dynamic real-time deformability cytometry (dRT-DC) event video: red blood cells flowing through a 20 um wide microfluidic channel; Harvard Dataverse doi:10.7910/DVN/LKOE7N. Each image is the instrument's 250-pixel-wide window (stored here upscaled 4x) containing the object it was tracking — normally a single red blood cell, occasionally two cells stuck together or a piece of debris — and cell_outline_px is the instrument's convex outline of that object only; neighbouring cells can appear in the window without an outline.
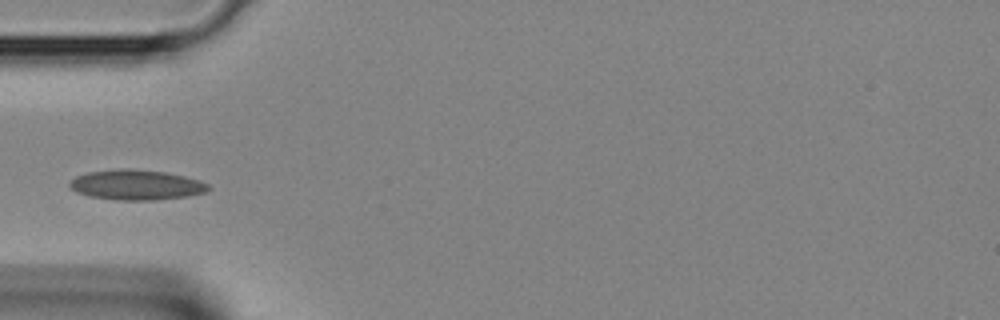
{"species": "Egyptian fruit bat (a non-hibernating species)", "species_latin": "Rousettus aegyptiacus", "temperature_condition": "room temperature", "stored_images_in_passage": 28, "camera_frame_rate_fps": 3000, "um_per_image_px": 0.085, "animal": {"sex": "female"}, "frame": {"image": 1, "passage_image": 1, "time_ms": 0.0, "image_size_px": [1000, 320], "cell_outline_px": [[212, 188], [208, 192], [188, 196], [152, 200], [116, 200], [88, 196], [76, 192], [68, 184], [76, 176], [88, 172], [120, 168], [128, 168], [168, 172], [200, 180], [208, 184]], "centroid_in_image_um": [11.62, 15.71], "position_along_channel_um": 73.4, "area_um2": 24.57}}
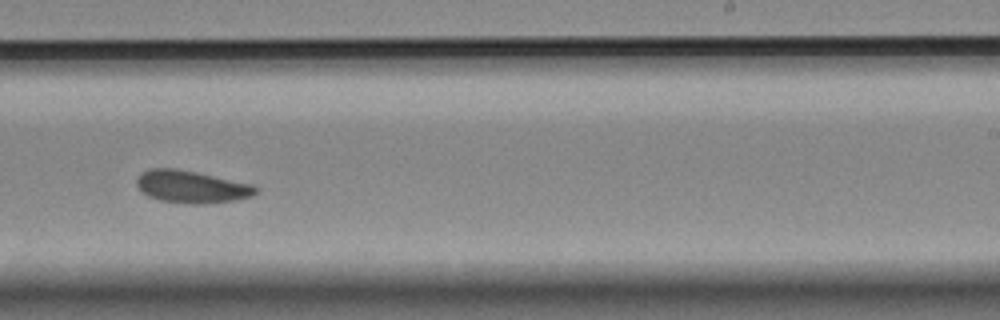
{"frame": {"image": 2, "passage_image": 13, "time_ms": 4.0, "image_size_px": [1000, 320], "cell_outline_px": [[260, 188], [252, 196], [236, 200], [204, 204], [184, 204], [160, 200], [148, 196], [140, 192], [136, 184], [136, 176], [140, 172], [148, 168], [176, 168], [196, 172], [252, 184]], "centroid_in_image_um": [16.23, 15.87], "position_along_channel_um": 272.8, "area_um2": 22.83}}
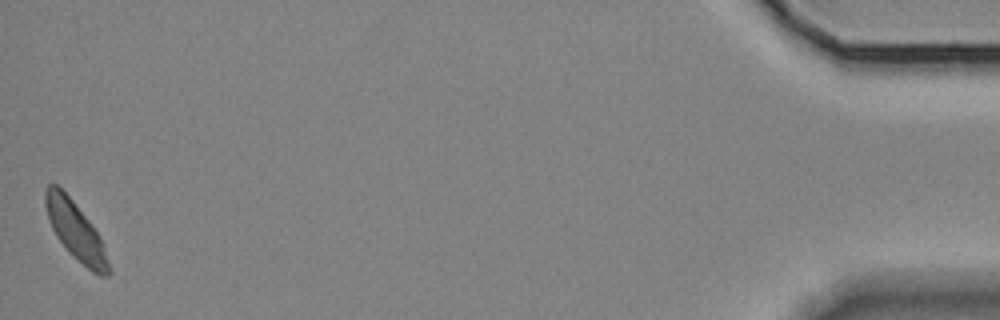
{"frame": {"image": 3, "passage_image": 28, "time_ms": 9.0, "image_size_px": [1000, 320], "cell_outline_px": [[112, 272], [108, 276], [100, 276], [92, 272], [56, 236], [48, 220], [44, 204], [44, 192], [48, 184], [56, 184], [72, 200], [92, 224], [100, 236], [104, 244], [112, 268]], "centroid_in_image_um": [6.46, 19.63], "position_along_channel_um": 428.7, "area_um2": 21.15}}